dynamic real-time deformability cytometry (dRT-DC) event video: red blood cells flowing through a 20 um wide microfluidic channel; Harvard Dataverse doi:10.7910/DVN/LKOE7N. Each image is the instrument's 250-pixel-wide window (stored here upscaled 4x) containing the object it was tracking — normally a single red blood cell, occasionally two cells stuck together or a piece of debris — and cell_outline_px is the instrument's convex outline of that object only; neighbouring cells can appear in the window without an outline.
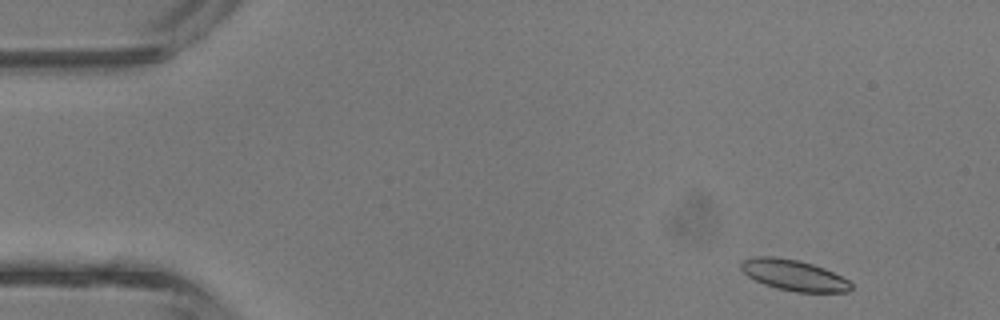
{"species": "common noctule bat (a hibernating species)", "species_latin": "Nyctalus noctula", "temperature_condition": "room temperature", "stored_images_in_passage": 40, "camera_frame_rate_fps": 3000, "um_per_image_px": 0.085, "animal": {"sex": "male", "body_mass_g": 13.3}, "frame": {"image": 1, "passage_image": 2, "time_ms": 0.333, "image_size_px": [1000, 320], "cell_outline_px": [[852, 288], [848, 292], [796, 292], [776, 288], [764, 284], [748, 276], [740, 268], [740, 264], [744, 260], [756, 256], [772, 256], [800, 260], [824, 268], [848, 280], [852, 284]], "centroid_in_image_um": [67.47, 23.39], "position_along_channel_um": 17.5, "area_um2": 19.71}}
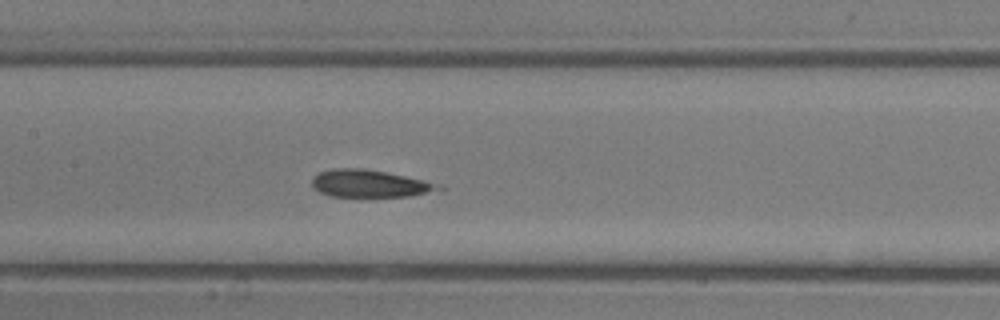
{"frame": {"image": 2, "passage_image": 18, "time_ms": 5.667, "image_size_px": [1000, 320], "cell_outline_px": [[448, 188], [444, 192], [408, 196], [332, 196], [320, 192], [312, 188], [312, 176], [320, 172], [332, 168], [364, 168], [388, 172], [424, 180]], "centroid_in_image_um": [31.5, 15.6], "position_along_channel_um": 175.9, "area_um2": 20.58}}
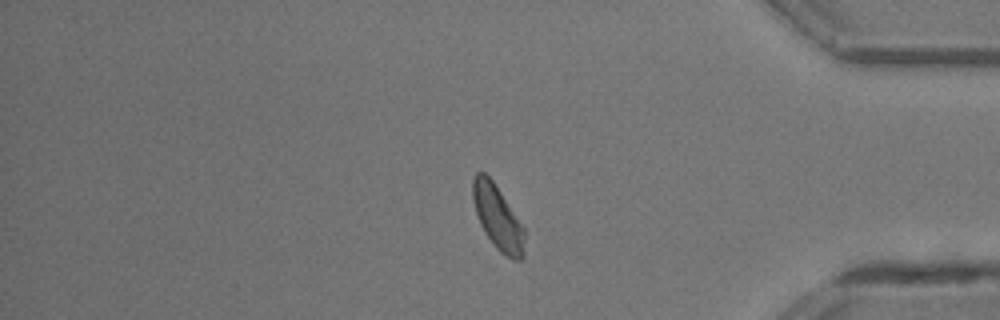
{"frame": {"image": 3, "passage_image": 33, "time_ms": 10.667, "image_size_px": [1000, 320], "cell_outline_px": [[524, 256], [520, 260], [512, 260], [500, 252], [496, 248], [484, 232], [480, 224], [472, 200], [472, 180], [476, 172], [484, 172], [492, 180], [524, 228]], "centroid_in_image_um": [42.29, 18.51], "position_along_channel_um": 392.9, "area_um2": 19.19}, "authors_computed_cell_mechanics": {"area_um2": 19.9988, "velocity_mm_per_s": 4.9132, "shape_relaxation_time_tau1_ms": null, "shape_relaxation_time_tau2_ms": 1.5585, "deformation_change_tau1": null, "deformation_change_tau2": 0.0809}}